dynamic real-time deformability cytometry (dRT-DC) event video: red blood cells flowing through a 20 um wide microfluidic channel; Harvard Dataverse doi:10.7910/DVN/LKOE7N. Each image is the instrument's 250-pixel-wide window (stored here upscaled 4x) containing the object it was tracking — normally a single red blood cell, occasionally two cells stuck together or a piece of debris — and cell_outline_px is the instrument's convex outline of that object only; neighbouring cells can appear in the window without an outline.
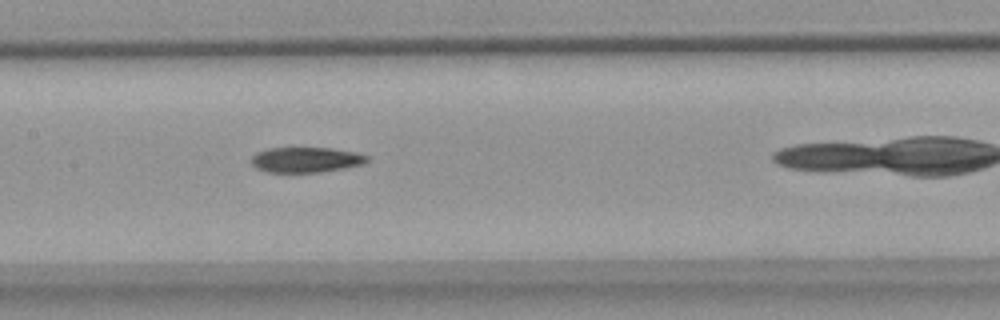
{"species": "common noctule bat (a hibernating species)", "species_latin": "Nyctalus noctula", "temperature_condition": "warm", "stored_images_in_passage": 36, "camera_frame_rate_fps": 3000, "um_per_image_px": 0.085, "animal": {"sex": "female", "body_mass_g": 18.4}, "frame": {"image": 1, "passage_image": 18, "time_ms": 5.667, "image_size_px": [1000, 320], "cell_outline_px": [[368, 160], [364, 164], [344, 168], [320, 172], [268, 172], [256, 168], [252, 164], [252, 156], [256, 152], [268, 148], [332, 148], [356, 152], [368, 156]], "centroid_in_image_um": [26.01, 13.57], "position_along_channel_um": 181.4, "area_um2": 17.05}}
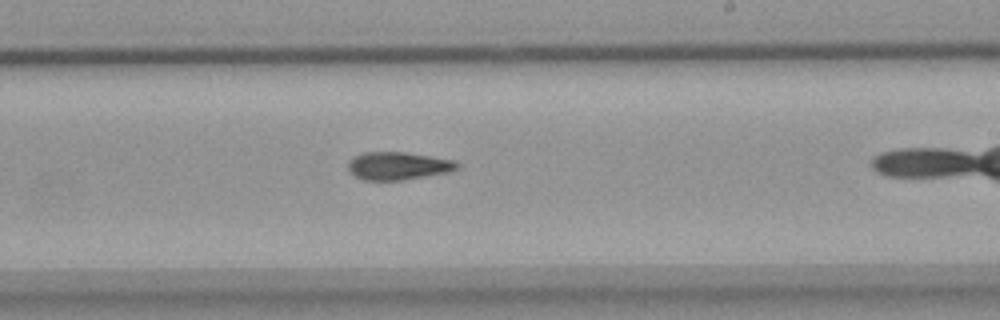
{"frame": {"image": 2, "passage_image": 24, "time_ms": 7.667, "image_size_px": [1000, 320], "cell_outline_px": [[460, 168], [448, 172], [400, 180], [364, 180], [348, 172], [348, 160], [352, 156], [364, 152], [404, 152], [432, 156], [456, 160], [460, 164]], "centroid_in_image_um": [33.83, 14.08], "position_along_channel_um": 255.2, "area_um2": 17.86}}
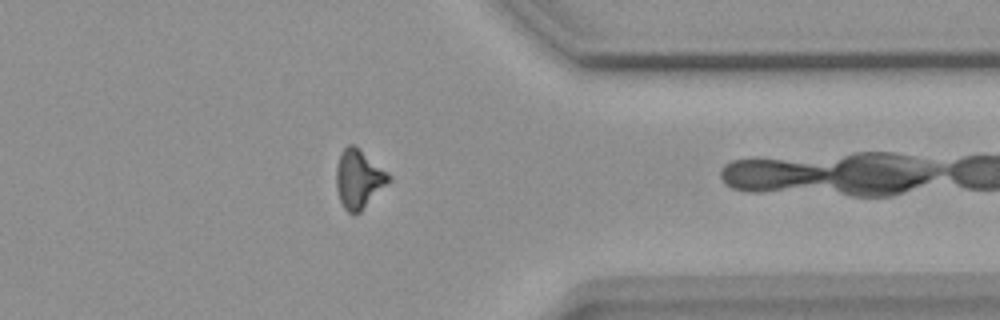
{"frame": {"image": 3, "passage_image": 35, "time_ms": 11.333, "image_size_px": [1000, 320], "cell_outline_px": [[392, 180], [360, 212], [348, 212], [344, 208], [340, 200], [336, 188], [336, 168], [340, 152], [348, 144], [352, 144], [388, 172], [392, 176]], "centroid_in_image_um": [30.49, 15.21], "position_along_channel_um": 380.9, "area_um2": 17.8}}